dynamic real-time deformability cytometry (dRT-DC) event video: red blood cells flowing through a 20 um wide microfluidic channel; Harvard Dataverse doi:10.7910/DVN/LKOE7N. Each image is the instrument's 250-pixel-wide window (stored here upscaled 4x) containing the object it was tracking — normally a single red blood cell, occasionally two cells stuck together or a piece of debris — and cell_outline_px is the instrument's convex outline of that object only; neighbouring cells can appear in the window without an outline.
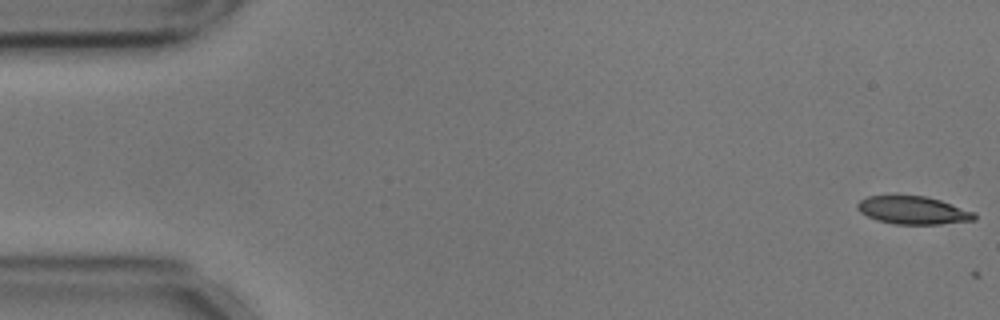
{"species": "common noctule bat (a hibernating species)", "species_latin": "Nyctalus noctula", "temperature_condition": "cold", "stored_images_in_passage": 7, "camera_frame_rate_fps": 3000, "um_per_image_px": 0.085, "animal": {"sex": "male", "body_mass_g": 17.9, "forearm_length_mm": 54.2}, "frame": {"image": 1, "passage_image": 1, "time_ms": 0.0, "image_size_px": [1000, 320], "cell_outline_px": [[976, 220], [940, 224], [892, 224], [876, 220], [860, 212], [856, 208], [856, 204], [860, 200], [868, 196], [896, 192], [924, 196], [940, 200], [976, 212]], "centroid_in_image_um": [77.56, 17.83], "position_along_channel_um": 7.4, "area_um2": 19.88}}